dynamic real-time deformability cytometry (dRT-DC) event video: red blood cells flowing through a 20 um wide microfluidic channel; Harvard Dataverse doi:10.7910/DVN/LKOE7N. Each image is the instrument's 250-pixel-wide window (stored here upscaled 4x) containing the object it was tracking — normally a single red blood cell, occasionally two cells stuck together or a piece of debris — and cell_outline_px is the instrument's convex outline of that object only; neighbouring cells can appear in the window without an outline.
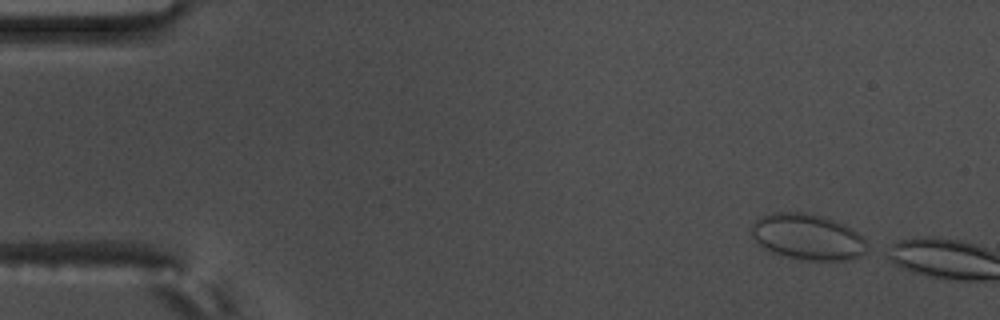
{"species": "common noctule bat (a hibernating species)", "species_latin": "Nyctalus noctula", "temperature_condition": "warm", "stored_images_in_passage": 3, "camera_frame_rate_fps": 3000, "um_per_image_px": 0.085, "animal": {"sex": "male", "body_mass_g": 17.5, "forearm_length_mm": 52.3}, "frame": {"image": 1, "passage_image": 1, "time_ms": 0.0, "image_size_px": [1000, 320], "cell_outline_px": [[868, 252], [860, 256], [848, 260], [800, 260], [772, 252], [764, 248], [752, 236], [752, 224], [760, 216], [772, 212], [804, 212], [820, 216], [844, 224], [852, 228], [864, 236]], "centroid_in_image_um": [68.67, 20.14], "position_along_channel_um": 16.3, "area_um2": 31.04}}